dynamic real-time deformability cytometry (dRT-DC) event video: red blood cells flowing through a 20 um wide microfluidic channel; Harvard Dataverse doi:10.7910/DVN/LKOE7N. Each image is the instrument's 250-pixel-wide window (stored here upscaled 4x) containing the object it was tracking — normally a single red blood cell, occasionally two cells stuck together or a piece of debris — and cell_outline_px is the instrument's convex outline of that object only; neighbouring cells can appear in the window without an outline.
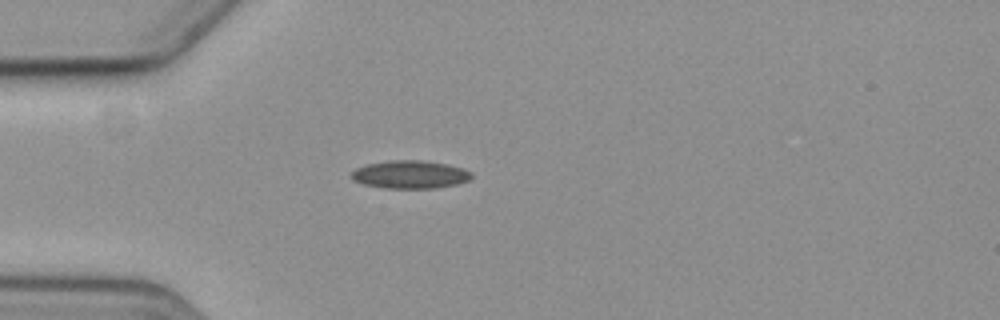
{"species": "common noctule bat (a hibernating species)", "species_latin": "Nyctalus noctula", "temperature_condition": "cold", "stored_images_in_passage": 5, "camera_frame_rate_fps": 3000, "um_per_image_px": 0.085, "animal": {"sex": "female", "body_mass_g": 19.3, "forearm_length_mm": 54.1}, "frame": {"image": 1, "passage_image": 5, "time_ms": 5.0, "image_size_px": [1000, 320], "cell_outline_px": [[472, 176], [468, 180], [456, 184], [436, 188], [384, 188], [364, 184], [352, 180], [352, 172], [356, 168], [368, 164], [388, 160], [424, 160], [448, 164], [464, 168], [472, 172]], "centroid_in_image_um": [34.88, 14.82], "position_along_channel_um": 50.1, "area_um2": 19.65}}